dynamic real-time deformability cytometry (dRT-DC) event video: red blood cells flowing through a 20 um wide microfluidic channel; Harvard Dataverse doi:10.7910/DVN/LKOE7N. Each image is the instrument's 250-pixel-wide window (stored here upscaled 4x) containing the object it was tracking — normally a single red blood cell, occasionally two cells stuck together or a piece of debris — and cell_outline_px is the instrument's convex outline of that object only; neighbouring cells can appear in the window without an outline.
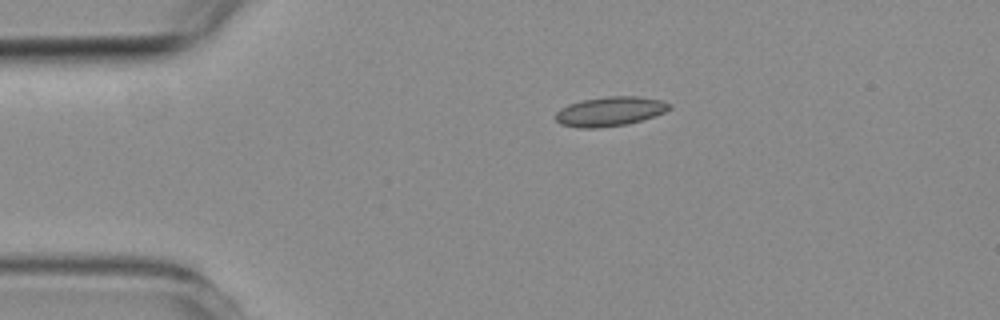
{"species": "common noctule bat (a hibernating species)", "species_latin": "Nyctalus noctula", "temperature_condition": "room temperature", "stored_images_in_passage": 2, "camera_frame_rate_fps": 3000, "um_per_image_px": 0.085, "animal": {"sex": "female", "body_mass_g": 19.3, "forearm_length_mm": 54.1}, "frame": {"image": 1, "passage_image": 1, "time_ms": 0.0, "image_size_px": [1000, 320], "cell_outline_px": [[672, 108], [664, 112], [628, 124], [596, 128], [580, 128], [560, 124], [556, 120], [556, 112], [560, 108], [568, 104], [584, 100], [608, 96], [636, 96], [660, 100], [672, 104]], "centroid_in_image_um": [51.83, 9.47], "position_along_channel_um": 33.2, "area_um2": 19.36}}